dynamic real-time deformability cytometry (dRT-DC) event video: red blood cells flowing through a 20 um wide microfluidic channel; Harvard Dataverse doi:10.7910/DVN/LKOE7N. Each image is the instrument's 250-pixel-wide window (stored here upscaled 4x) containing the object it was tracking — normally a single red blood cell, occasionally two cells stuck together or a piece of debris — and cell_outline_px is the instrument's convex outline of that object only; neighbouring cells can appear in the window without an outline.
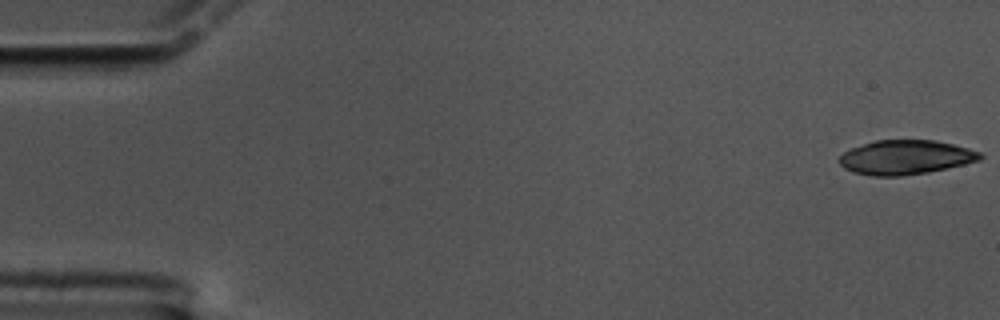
{"species": "common noctule bat (a hibernating species)", "species_latin": "Nyctalus noctula", "temperature_condition": "cold", "stored_images_in_passage": 59, "camera_frame_rate_fps": 3000, "um_per_image_px": 0.085, "animal": {"sex": "male", "body_mass_g": 17.5, "forearm_length_mm": 52.3}, "frame": {"image": 1, "passage_image": 1, "time_ms": 0.0, "image_size_px": [1000, 320], "cell_outline_px": [[984, 156], [980, 160], [964, 164], [928, 172], [900, 176], [872, 176], [852, 172], [844, 168], [836, 160], [844, 152], [852, 148], [876, 140], [936, 140], [968, 148], [980, 152]], "centroid_in_image_um": [76.95, 13.37], "position_along_channel_um": 8.0, "area_um2": 28.15}}
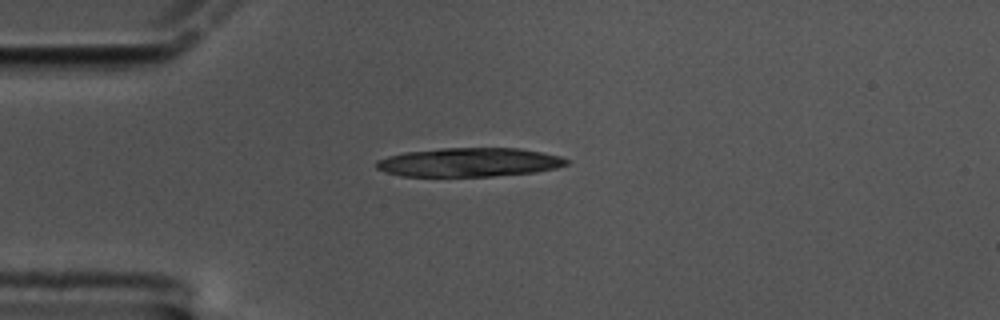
{"frame": {"image": 2, "passage_image": 15, "time_ms": 4.667, "image_size_px": [1000, 320], "cell_outline_px": [[572, 160], [568, 164], [556, 168], [536, 172], [492, 176], [400, 176], [384, 172], [376, 168], [376, 160], [388, 156], [404, 152], [440, 148], [520, 148], [560, 156]], "centroid_in_image_um": [39.88, 13.79], "position_along_channel_um": 45.1, "area_um2": 32.19}}